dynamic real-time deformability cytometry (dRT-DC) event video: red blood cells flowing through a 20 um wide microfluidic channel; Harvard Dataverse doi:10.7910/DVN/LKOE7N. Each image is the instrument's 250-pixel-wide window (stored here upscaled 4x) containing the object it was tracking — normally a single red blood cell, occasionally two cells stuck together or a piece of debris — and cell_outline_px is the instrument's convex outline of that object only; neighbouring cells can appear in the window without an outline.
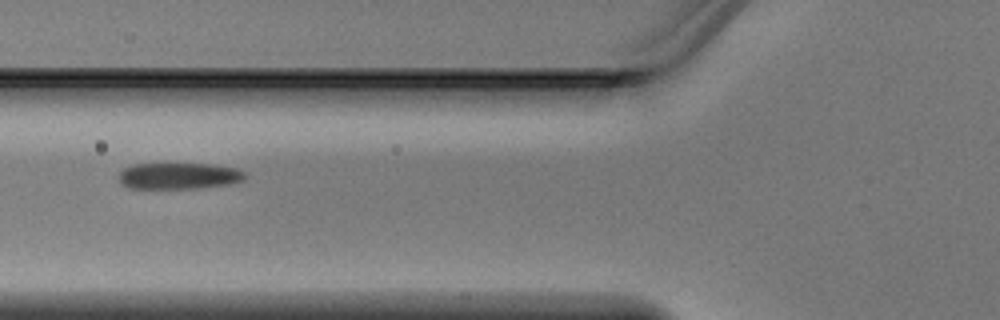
{"species": "Egyptian fruit bat (a non-hibernating species)", "species_latin": "Rousettus aegyptiacus", "temperature_condition": "warm", "stored_images_in_passage": 2, "camera_frame_rate_fps": 3000, "um_per_image_px": 0.085, "animal": {"sex": "male"}, "frame": {"image": 1, "passage_image": 2, "time_ms": 0.333, "image_size_px": [1000, 320], "cell_outline_px": [[248, 176], [244, 180], [232, 184], [200, 188], [128, 188], [120, 180], [120, 172], [124, 168], [132, 164], [212, 164], [236, 168], [244, 172]], "centroid_in_image_um": [15.27, 14.95], "position_along_channel_um": 110.5, "area_um2": 19.42}}